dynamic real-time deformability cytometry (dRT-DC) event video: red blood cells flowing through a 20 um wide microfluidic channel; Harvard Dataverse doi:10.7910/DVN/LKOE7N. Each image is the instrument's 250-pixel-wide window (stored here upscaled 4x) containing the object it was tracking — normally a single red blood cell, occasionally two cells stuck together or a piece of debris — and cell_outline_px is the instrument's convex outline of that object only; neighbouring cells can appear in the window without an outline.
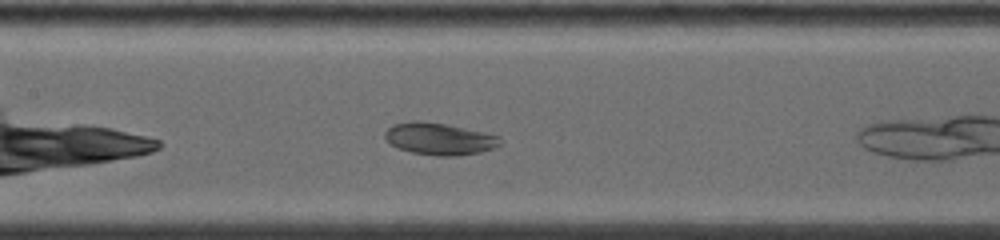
{"species": "common noctule bat (a hibernating species)", "species_latin": "Nyctalus noctula", "temperature_condition": "warm", "stored_images_in_passage": 25, "camera_frame_rate_fps": 5000, "um_per_image_px": 0.085, "animal": {"sex": "female", "body_mass_g": 19.0, "forearm_length_mm": 53.3}, "frame": {"image": 1, "passage_image": 11, "time_ms": 3.8, "image_size_px": [1000, 240], "cell_outline_px": [[500, 144], [492, 148], [480, 152], [456, 156], [436, 156], [412, 152], [396, 148], [384, 136], [384, 132], [392, 124], [412, 120], [420, 120], [444, 124], [484, 132], [500, 136]], "centroid_in_image_um": [37.31, 11.79], "position_along_channel_um": 170.1, "area_um2": 21.44}}
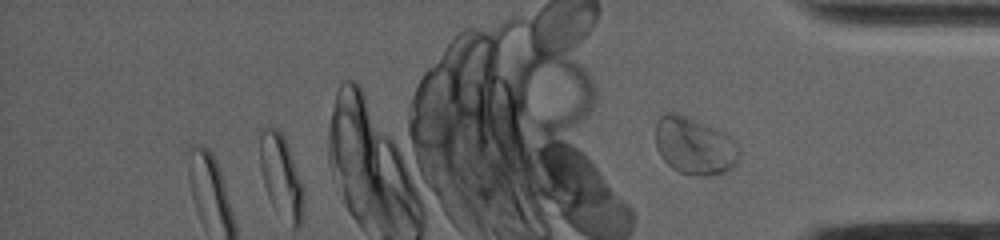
{"frame": {"image": 2, "passage_image": 25, "time_ms": 9.2, "image_size_px": [1000, 240], "cell_outline_px": [[740, 156], [736, 164], [732, 168], [724, 172], [704, 176], [700, 176], [680, 172], [672, 168], [660, 156], [656, 148], [656, 120], [664, 112], [676, 112], [696, 120], [724, 132], [732, 136], [736, 140], [740, 148]], "centroid_in_image_um": [59.05, 12.39], "position_along_channel_um": 376.2, "area_um2": 28.32}}